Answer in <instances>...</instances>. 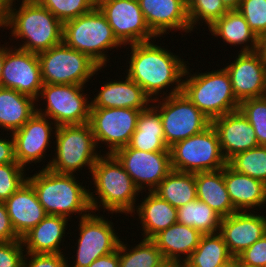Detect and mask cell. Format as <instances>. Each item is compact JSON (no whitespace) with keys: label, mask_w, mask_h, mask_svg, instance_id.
I'll use <instances>...</instances> for the list:
<instances>
[{"label":"cell","mask_w":266,"mask_h":267,"mask_svg":"<svg viewBox=\"0 0 266 267\" xmlns=\"http://www.w3.org/2000/svg\"><path fill=\"white\" fill-rule=\"evenodd\" d=\"M15 0H0V27L5 28L10 11Z\"/></svg>","instance_id":"48"},{"label":"cell","mask_w":266,"mask_h":267,"mask_svg":"<svg viewBox=\"0 0 266 267\" xmlns=\"http://www.w3.org/2000/svg\"><path fill=\"white\" fill-rule=\"evenodd\" d=\"M238 11L257 37L266 31V0H241Z\"/></svg>","instance_id":"41"},{"label":"cell","mask_w":266,"mask_h":267,"mask_svg":"<svg viewBox=\"0 0 266 267\" xmlns=\"http://www.w3.org/2000/svg\"><path fill=\"white\" fill-rule=\"evenodd\" d=\"M4 205L12 226L20 238L47 216L33 187L28 182L15 191Z\"/></svg>","instance_id":"22"},{"label":"cell","mask_w":266,"mask_h":267,"mask_svg":"<svg viewBox=\"0 0 266 267\" xmlns=\"http://www.w3.org/2000/svg\"><path fill=\"white\" fill-rule=\"evenodd\" d=\"M68 219L60 215H47L21 238L26 252L32 254H62L60 243L65 236Z\"/></svg>","instance_id":"25"},{"label":"cell","mask_w":266,"mask_h":267,"mask_svg":"<svg viewBox=\"0 0 266 267\" xmlns=\"http://www.w3.org/2000/svg\"><path fill=\"white\" fill-rule=\"evenodd\" d=\"M211 124L217 132L227 161L234 155L259 145L252 125L240 110L218 117Z\"/></svg>","instance_id":"20"},{"label":"cell","mask_w":266,"mask_h":267,"mask_svg":"<svg viewBox=\"0 0 266 267\" xmlns=\"http://www.w3.org/2000/svg\"><path fill=\"white\" fill-rule=\"evenodd\" d=\"M129 146L145 152L170 151L165 143L160 114L152 105L149 104L138 116Z\"/></svg>","instance_id":"29"},{"label":"cell","mask_w":266,"mask_h":267,"mask_svg":"<svg viewBox=\"0 0 266 267\" xmlns=\"http://www.w3.org/2000/svg\"><path fill=\"white\" fill-rule=\"evenodd\" d=\"M7 48L2 68L3 87L38 101L43 86L38 55L20 48Z\"/></svg>","instance_id":"16"},{"label":"cell","mask_w":266,"mask_h":267,"mask_svg":"<svg viewBox=\"0 0 266 267\" xmlns=\"http://www.w3.org/2000/svg\"><path fill=\"white\" fill-rule=\"evenodd\" d=\"M256 52L266 61V31L257 37Z\"/></svg>","instance_id":"49"},{"label":"cell","mask_w":266,"mask_h":267,"mask_svg":"<svg viewBox=\"0 0 266 267\" xmlns=\"http://www.w3.org/2000/svg\"><path fill=\"white\" fill-rule=\"evenodd\" d=\"M201 236L193 227L175 223L160 231L152 240L168 263L180 267L197 248ZM180 254L185 255L183 260Z\"/></svg>","instance_id":"23"},{"label":"cell","mask_w":266,"mask_h":267,"mask_svg":"<svg viewBox=\"0 0 266 267\" xmlns=\"http://www.w3.org/2000/svg\"><path fill=\"white\" fill-rule=\"evenodd\" d=\"M186 67L182 92L211 121L239 110L240 103L233 94L229 74L223 69L190 74ZM189 75V77H188Z\"/></svg>","instance_id":"6"},{"label":"cell","mask_w":266,"mask_h":267,"mask_svg":"<svg viewBox=\"0 0 266 267\" xmlns=\"http://www.w3.org/2000/svg\"><path fill=\"white\" fill-rule=\"evenodd\" d=\"M228 11L238 10L241 0H221Z\"/></svg>","instance_id":"50"},{"label":"cell","mask_w":266,"mask_h":267,"mask_svg":"<svg viewBox=\"0 0 266 267\" xmlns=\"http://www.w3.org/2000/svg\"><path fill=\"white\" fill-rule=\"evenodd\" d=\"M79 223L76 261L74 266H69L67 260V267H88L97 258L117 250L120 239L112 227L113 222L94 212V215L80 217Z\"/></svg>","instance_id":"15"},{"label":"cell","mask_w":266,"mask_h":267,"mask_svg":"<svg viewBox=\"0 0 266 267\" xmlns=\"http://www.w3.org/2000/svg\"><path fill=\"white\" fill-rule=\"evenodd\" d=\"M23 247L21 239L0 242V267H22L25 250Z\"/></svg>","instance_id":"43"},{"label":"cell","mask_w":266,"mask_h":267,"mask_svg":"<svg viewBox=\"0 0 266 267\" xmlns=\"http://www.w3.org/2000/svg\"><path fill=\"white\" fill-rule=\"evenodd\" d=\"M237 101L266 96V61L256 52H240L225 67Z\"/></svg>","instance_id":"17"},{"label":"cell","mask_w":266,"mask_h":267,"mask_svg":"<svg viewBox=\"0 0 266 267\" xmlns=\"http://www.w3.org/2000/svg\"><path fill=\"white\" fill-rule=\"evenodd\" d=\"M34 101L16 90L0 88V127L10 132L20 129L37 112Z\"/></svg>","instance_id":"31"},{"label":"cell","mask_w":266,"mask_h":267,"mask_svg":"<svg viewBox=\"0 0 266 267\" xmlns=\"http://www.w3.org/2000/svg\"><path fill=\"white\" fill-rule=\"evenodd\" d=\"M90 174L96 186L94 193L100 199L97 200L98 198L94 197L96 194L89 192L92 212L98 210L102 204L103 209L111 211L112 214L135 213L134 204L140 190L113 154L101 155Z\"/></svg>","instance_id":"3"},{"label":"cell","mask_w":266,"mask_h":267,"mask_svg":"<svg viewBox=\"0 0 266 267\" xmlns=\"http://www.w3.org/2000/svg\"><path fill=\"white\" fill-rule=\"evenodd\" d=\"M74 176L42 168L32 177H27V182L33 187L47 215L70 217L71 214L79 213L82 218L92 212L90 190L80 185Z\"/></svg>","instance_id":"2"},{"label":"cell","mask_w":266,"mask_h":267,"mask_svg":"<svg viewBox=\"0 0 266 267\" xmlns=\"http://www.w3.org/2000/svg\"><path fill=\"white\" fill-rule=\"evenodd\" d=\"M228 10L221 0H187L188 20L193 31L194 25L204 21L210 27ZM198 22V23H197Z\"/></svg>","instance_id":"37"},{"label":"cell","mask_w":266,"mask_h":267,"mask_svg":"<svg viewBox=\"0 0 266 267\" xmlns=\"http://www.w3.org/2000/svg\"><path fill=\"white\" fill-rule=\"evenodd\" d=\"M43 84L82 85L102 67L88 55L66 46L63 42L37 54Z\"/></svg>","instance_id":"9"},{"label":"cell","mask_w":266,"mask_h":267,"mask_svg":"<svg viewBox=\"0 0 266 267\" xmlns=\"http://www.w3.org/2000/svg\"><path fill=\"white\" fill-rule=\"evenodd\" d=\"M148 194L135 210L142 223L143 238L152 239L160 231L177 223V209L154 192Z\"/></svg>","instance_id":"28"},{"label":"cell","mask_w":266,"mask_h":267,"mask_svg":"<svg viewBox=\"0 0 266 267\" xmlns=\"http://www.w3.org/2000/svg\"><path fill=\"white\" fill-rule=\"evenodd\" d=\"M153 192L178 209L197 199L195 173L172 170Z\"/></svg>","instance_id":"33"},{"label":"cell","mask_w":266,"mask_h":267,"mask_svg":"<svg viewBox=\"0 0 266 267\" xmlns=\"http://www.w3.org/2000/svg\"><path fill=\"white\" fill-rule=\"evenodd\" d=\"M88 267H119V245L116 251L97 258Z\"/></svg>","instance_id":"47"},{"label":"cell","mask_w":266,"mask_h":267,"mask_svg":"<svg viewBox=\"0 0 266 267\" xmlns=\"http://www.w3.org/2000/svg\"><path fill=\"white\" fill-rule=\"evenodd\" d=\"M24 169L16 161L0 165V203H4L27 182V177L23 172Z\"/></svg>","instance_id":"40"},{"label":"cell","mask_w":266,"mask_h":267,"mask_svg":"<svg viewBox=\"0 0 266 267\" xmlns=\"http://www.w3.org/2000/svg\"><path fill=\"white\" fill-rule=\"evenodd\" d=\"M224 181L236 211H249L266 204V184L262 181L235 172L228 165L224 167Z\"/></svg>","instance_id":"26"},{"label":"cell","mask_w":266,"mask_h":267,"mask_svg":"<svg viewBox=\"0 0 266 267\" xmlns=\"http://www.w3.org/2000/svg\"><path fill=\"white\" fill-rule=\"evenodd\" d=\"M208 28L212 33L211 35L219 36L227 44L236 46V44L245 43L239 52L256 51L257 36L238 10L227 11ZM249 42H251L250 45Z\"/></svg>","instance_id":"30"},{"label":"cell","mask_w":266,"mask_h":267,"mask_svg":"<svg viewBox=\"0 0 266 267\" xmlns=\"http://www.w3.org/2000/svg\"><path fill=\"white\" fill-rule=\"evenodd\" d=\"M13 6L5 26L14 38L26 40L20 49L38 54L62 43L63 23L47 8L25 1L18 10Z\"/></svg>","instance_id":"4"},{"label":"cell","mask_w":266,"mask_h":267,"mask_svg":"<svg viewBox=\"0 0 266 267\" xmlns=\"http://www.w3.org/2000/svg\"><path fill=\"white\" fill-rule=\"evenodd\" d=\"M238 267H266V234L237 258Z\"/></svg>","instance_id":"42"},{"label":"cell","mask_w":266,"mask_h":267,"mask_svg":"<svg viewBox=\"0 0 266 267\" xmlns=\"http://www.w3.org/2000/svg\"><path fill=\"white\" fill-rule=\"evenodd\" d=\"M219 233L227 244L230 254L236 259L253 243L266 234V217L249 211H237L223 217Z\"/></svg>","instance_id":"19"},{"label":"cell","mask_w":266,"mask_h":267,"mask_svg":"<svg viewBox=\"0 0 266 267\" xmlns=\"http://www.w3.org/2000/svg\"><path fill=\"white\" fill-rule=\"evenodd\" d=\"M197 199L205 202L222 218L236 213L224 181V168L195 173Z\"/></svg>","instance_id":"27"},{"label":"cell","mask_w":266,"mask_h":267,"mask_svg":"<svg viewBox=\"0 0 266 267\" xmlns=\"http://www.w3.org/2000/svg\"><path fill=\"white\" fill-rule=\"evenodd\" d=\"M113 155L140 191L146 186L153 192L172 171L170 151L145 152L128 145L117 149Z\"/></svg>","instance_id":"14"},{"label":"cell","mask_w":266,"mask_h":267,"mask_svg":"<svg viewBox=\"0 0 266 267\" xmlns=\"http://www.w3.org/2000/svg\"><path fill=\"white\" fill-rule=\"evenodd\" d=\"M83 89L82 85L43 84L39 97L45 98L47 106L45 112L36 108L37 113L53 120L56 127L88 123L91 102Z\"/></svg>","instance_id":"11"},{"label":"cell","mask_w":266,"mask_h":267,"mask_svg":"<svg viewBox=\"0 0 266 267\" xmlns=\"http://www.w3.org/2000/svg\"><path fill=\"white\" fill-rule=\"evenodd\" d=\"M162 98V102H158V106L155 104L154 107L160 114L168 148L176 142L204 131L211 125V120L183 92L170 96L166 94V97Z\"/></svg>","instance_id":"10"},{"label":"cell","mask_w":266,"mask_h":267,"mask_svg":"<svg viewBox=\"0 0 266 267\" xmlns=\"http://www.w3.org/2000/svg\"><path fill=\"white\" fill-rule=\"evenodd\" d=\"M12 139H0V165L6 163H14V140L13 136L10 135Z\"/></svg>","instance_id":"46"},{"label":"cell","mask_w":266,"mask_h":267,"mask_svg":"<svg viewBox=\"0 0 266 267\" xmlns=\"http://www.w3.org/2000/svg\"><path fill=\"white\" fill-rule=\"evenodd\" d=\"M239 110L252 125L258 144L266 146V96L242 101Z\"/></svg>","instance_id":"39"},{"label":"cell","mask_w":266,"mask_h":267,"mask_svg":"<svg viewBox=\"0 0 266 267\" xmlns=\"http://www.w3.org/2000/svg\"><path fill=\"white\" fill-rule=\"evenodd\" d=\"M53 121L49 122L45 116L35 113L20 129L12 132L14 140L15 160L24 168L26 164L40 162L45 158L46 150L51 143V127ZM45 152V153H44Z\"/></svg>","instance_id":"18"},{"label":"cell","mask_w":266,"mask_h":267,"mask_svg":"<svg viewBox=\"0 0 266 267\" xmlns=\"http://www.w3.org/2000/svg\"><path fill=\"white\" fill-rule=\"evenodd\" d=\"M127 248L120 241L119 267H164L168 263L152 239L144 238L132 249Z\"/></svg>","instance_id":"35"},{"label":"cell","mask_w":266,"mask_h":267,"mask_svg":"<svg viewBox=\"0 0 266 267\" xmlns=\"http://www.w3.org/2000/svg\"><path fill=\"white\" fill-rule=\"evenodd\" d=\"M62 42L88 55L100 67L106 66L109 60V56L105 54L107 49L122 45L97 6L84 15L63 23Z\"/></svg>","instance_id":"5"},{"label":"cell","mask_w":266,"mask_h":267,"mask_svg":"<svg viewBox=\"0 0 266 267\" xmlns=\"http://www.w3.org/2000/svg\"><path fill=\"white\" fill-rule=\"evenodd\" d=\"M227 165L235 172L248 175L266 184V146L240 152L227 161Z\"/></svg>","instance_id":"36"},{"label":"cell","mask_w":266,"mask_h":267,"mask_svg":"<svg viewBox=\"0 0 266 267\" xmlns=\"http://www.w3.org/2000/svg\"><path fill=\"white\" fill-rule=\"evenodd\" d=\"M220 267H238V263H237V260L234 259L231 263L222 265Z\"/></svg>","instance_id":"52"},{"label":"cell","mask_w":266,"mask_h":267,"mask_svg":"<svg viewBox=\"0 0 266 267\" xmlns=\"http://www.w3.org/2000/svg\"><path fill=\"white\" fill-rule=\"evenodd\" d=\"M130 46L132 54L126 75L143 89L151 103H157L158 94L170 84L175 86L168 96L182 92L181 78L188 67L183 59L173 55L168 49L154 45L152 40ZM154 95L156 96L152 98Z\"/></svg>","instance_id":"1"},{"label":"cell","mask_w":266,"mask_h":267,"mask_svg":"<svg viewBox=\"0 0 266 267\" xmlns=\"http://www.w3.org/2000/svg\"><path fill=\"white\" fill-rule=\"evenodd\" d=\"M5 52H6V46L5 47H1L0 46V88L3 87V84H2V68H3V61H4Z\"/></svg>","instance_id":"51"},{"label":"cell","mask_w":266,"mask_h":267,"mask_svg":"<svg viewBox=\"0 0 266 267\" xmlns=\"http://www.w3.org/2000/svg\"><path fill=\"white\" fill-rule=\"evenodd\" d=\"M56 137L55 158L45 166L58 174H74L86 166L92 168L101 156L96 152V142L89 123L58 126L53 133Z\"/></svg>","instance_id":"7"},{"label":"cell","mask_w":266,"mask_h":267,"mask_svg":"<svg viewBox=\"0 0 266 267\" xmlns=\"http://www.w3.org/2000/svg\"><path fill=\"white\" fill-rule=\"evenodd\" d=\"M150 30L158 37L169 29L191 32L187 0H138Z\"/></svg>","instance_id":"21"},{"label":"cell","mask_w":266,"mask_h":267,"mask_svg":"<svg viewBox=\"0 0 266 267\" xmlns=\"http://www.w3.org/2000/svg\"><path fill=\"white\" fill-rule=\"evenodd\" d=\"M39 3L62 23L84 15L96 6V0H41Z\"/></svg>","instance_id":"38"},{"label":"cell","mask_w":266,"mask_h":267,"mask_svg":"<svg viewBox=\"0 0 266 267\" xmlns=\"http://www.w3.org/2000/svg\"><path fill=\"white\" fill-rule=\"evenodd\" d=\"M221 219L215 210L198 199L177 209V223L193 227L201 234L217 233Z\"/></svg>","instance_id":"34"},{"label":"cell","mask_w":266,"mask_h":267,"mask_svg":"<svg viewBox=\"0 0 266 267\" xmlns=\"http://www.w3.org/2000/svg\"><path fill=\"white\" fill-rule=\"evenodd\" d=\"M234 259L219 232L202 234L197 248L180 267H220Z\"/></svg>","instance_id":"32"},{"label":"cell","mask_w":266,"mask_h":267,"mask_svg":"<svg viewBox=\"0 0 266 267\" xmlns=\"http://www.w3.org/2000/svg\"><path fill=\"white\" fill-rule=\"evenodd\" d=\"M96 6L122 45L147 42L157 37L147 25L138 0H97Z\"/></svg>","instance_id":"12"},{"label":"cell","mask_w":266,"mask_h":267,"mask_svg":"<svg viewBox=\"0 0 266 267\" xmlns=\"http://www.w3.org/2000/svg\"><path fill=\"white\" fill-rule=\"evenodd\" d=\"M27 257H30L29 261H27ZM22 267H67V260L63 254L26 253V255L24 254Z\"/></svg>","instance_id":"44"},{"label":"cell","mask_w":266,"mask_h":267,"mask_svg":"<svg viewBox=\"0 0 266 267\" xmlns=\"http://www.w3.org/2000/svg\"><path fill=\"white\" fill-rule=\"evenodd\" d=\"M141 111L133 108H91L88 123L97 147L100 141L107 143V154H113L117 149L128 146Z\"/></svg>","instance_id":"13"},{"label":"cell","mask_w":266,"mask_h":267,"mask_svg":"<svg viewBox=\"0 0 266 267\" xmlns=\"http://www.w3.org/2000/svg\"><path fill=\"white\" fill-rule=\"evenodd\" d=\"M16 234L4 203H0V242L20 240Z\"/></svg>","instance_id":"45"},{"label":"cell","mask_w":266,"mask_h":267,"mask_svg":"<svg viewBox=\"0 0 266 267\" xmlns=\"http://www.w3.org/2000/svg\"><path fill=\"white\" fill-rule=\"evenodd\" d=\"M164 267H179V266L171 264V263H167Z\"/></svg>","instance_id":"53"},{"label":"cell","mask_w":266,"mask_h":267,"mask_svg":"<svg viewBox=\"0 0 266 267\" xmlns=\"http://www.w3.org/2000/svg\"><path fill=\"white\" fill-rule=\"evenodd\" d=\"M101 91L91 100V108L146 109L151 99L143 89L128 76L125 81H110L101 86Z\"/></svg>","instance_id":"24"},{"label":"cell","mask_w":266,"mask_h":267,"mask_svg":"<svg viewBox=\"0 0 266 267\" xmlns=\"http://www.w3.org/2000/svg\"><path fill=\"white\" fill-rule=\"evenodd\" d=\"M22 1H25V2H40L41 0H22Z\"/></svg>","instance_id":"54"},{"label":"cell","mask_w":266,"mask_h":267,"mask_svg":"<svg viewBox=\"0 0 266 267\" xmlns=\"http://www.w3.org/2000/svg\"><path fill=\"white\" fill-rule=\"evenodd\" d=\"M169 149L171 167L175 171L210 172L221 170L227 165L217 132L212 124L204 131L176 142Z\"/></svg>","instance_id":"8"}]
</instances>
